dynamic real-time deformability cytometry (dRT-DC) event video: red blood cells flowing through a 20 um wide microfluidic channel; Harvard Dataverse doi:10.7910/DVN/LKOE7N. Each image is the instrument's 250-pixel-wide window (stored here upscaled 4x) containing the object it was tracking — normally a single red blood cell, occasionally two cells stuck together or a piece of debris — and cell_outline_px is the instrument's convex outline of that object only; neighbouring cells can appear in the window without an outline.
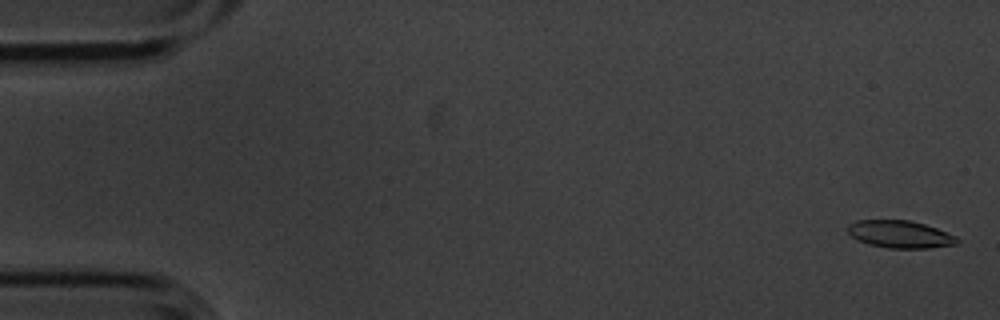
{"species": "common noctule bat (a hibernating species)", "species_latin": "Nyctalus noctula", "temperature_condition": "cold", "stored_images_in_passage": 5, "camera_frame_rate_fps": 3000, "um_per_image_px": 0.085, "animal": {"sex": "male", "body_mass_g": 20.1, "forearm_length_mm": 53.5}, "frame": {"image": 1, "passage_image": 1, "time_ms": 0.0, "image_size_px": [1000, 320], "cell_outline_px": [[960, 240], [956, 244], [928, 248], [888, 248], [868, 244], [856, 240], [848, 232], [848, 224], [856, 220], [908, 220], [924, 224], [936, 228], [956, 236]], "centroid_in_image_um": [76.48, 19.91], "position_along_channel_um": 8.5, "area_um2": 17.46}}
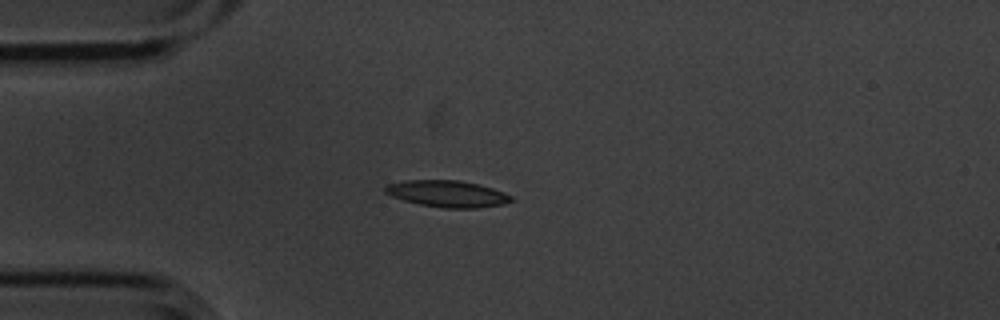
{"frame": {"image": 2, "passage_image": 5, "time_ms": 1.333, "image_size_px": [1000, 320], "cell_outline_px": [[516, 200], [504, 204], [476, 208], [444, 208], [420, 204], [404, 200], [392, 196], [384, 192], [384, 188], [388, 184], [404, 180], [460, 180], [492, 188], [504, 192], [512, 196]], "centroid_in_image_um": [38.05, 16.47], "position_along_channel_um": 47.0, "area_um2": 19.54}}